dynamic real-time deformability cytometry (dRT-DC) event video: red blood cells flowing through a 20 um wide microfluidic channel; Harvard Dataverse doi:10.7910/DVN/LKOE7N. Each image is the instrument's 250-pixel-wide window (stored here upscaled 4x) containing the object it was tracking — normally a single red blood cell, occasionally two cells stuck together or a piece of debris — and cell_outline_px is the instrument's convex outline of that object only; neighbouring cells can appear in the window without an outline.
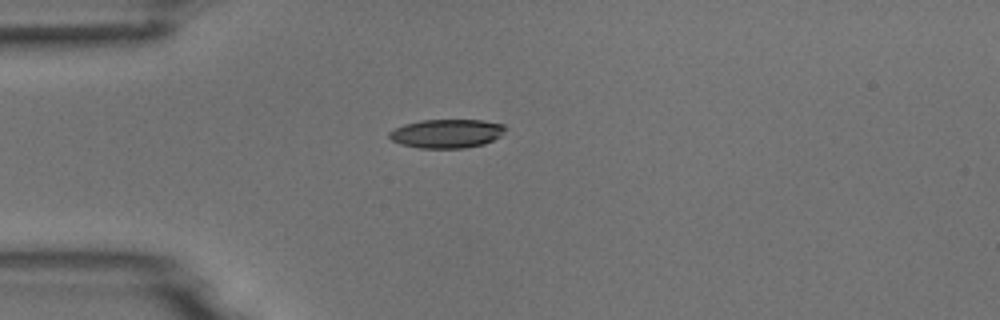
{"species": "common noctule bat (a hibernating species)", "species_latin": "Nyctalus noctula", "temperature_condition": "room temperature", "stored_images_in_passage": 1, "camera_frame_rate_fps": 3000, "um_per_image_px": 0.085, "animal": {"sex": "male", "body_mass_g": 18.8}, "frame": {"image": 1, "passage_image": 1, "time_ms": 0.0, "image_size_px": [1000, 320], "cell_outline_px": [[508, 128], [500, 136], [484, 144], [464, 148], [420, 148], [400, 144], [392, 140], [388, 136], [388, 132], [404, 124], [420, 120], [480, 120], [504, 124]], "centroid_in_image_um": [37.98, 11.35], "position_along_channel_um": 47.0, "area_um2": 19.54}}